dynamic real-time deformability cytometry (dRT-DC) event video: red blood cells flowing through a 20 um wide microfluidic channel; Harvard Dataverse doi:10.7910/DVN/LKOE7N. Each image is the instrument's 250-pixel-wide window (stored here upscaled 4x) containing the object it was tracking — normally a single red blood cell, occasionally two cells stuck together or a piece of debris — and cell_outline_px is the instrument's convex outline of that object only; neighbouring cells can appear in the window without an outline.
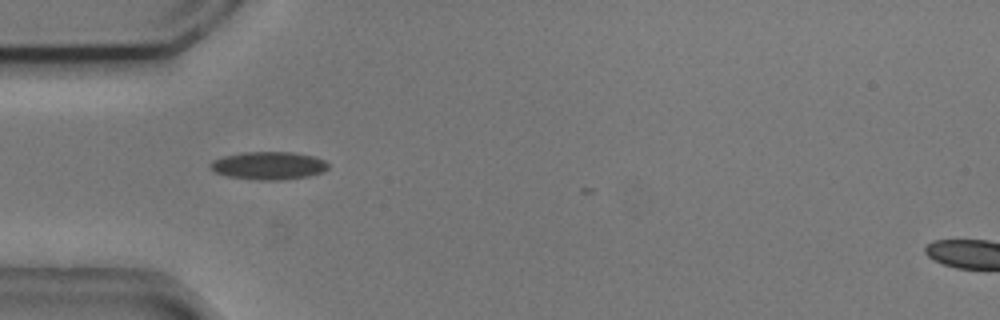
{"species": "common noctule bat (a hibernating species)", "species_latin": "Nyctalus noctula", "temperature_condition": "cold", "stored_images_in_passage": 6, "camera_frame_rate_fps": 3000, "um_per_image_px": 0.085, "animal": {"sex": "male", "body_mass_g": 20.5, "forearm_length_mm": 52.5}, "frame": {"image": 1, "passage_image": 1, "time_ms": 0.0, "image_size_px": [1000, 320], "cell_outline_px": [[328, 168], [320, 172], [308, 176], [280, 180], [264, 180], [228, 176], [216, 172], [208, 164], [212, 160], [224, 156], [244, 152], [296, 152], [312, 156], [324, 160], [328, 164]], "centroid_in_image_um": [22.83, 14.06], "position_along_channel_um": 62.2, "area_um2": 18.9}}
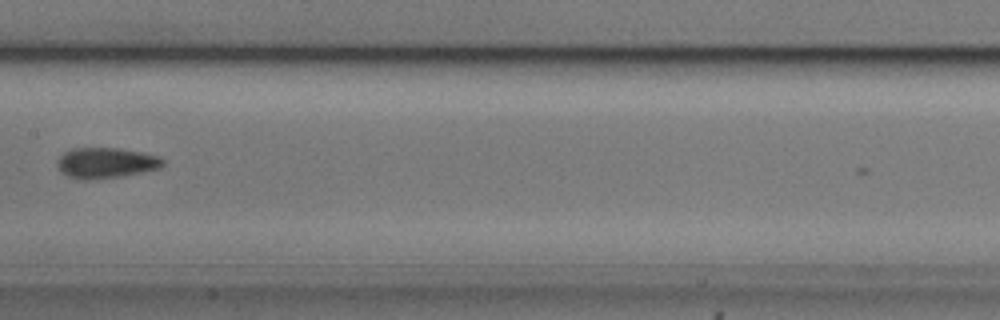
{"frame": {"image": 2, "passage_image": 4, "time_ms": 1.0, "image_size_px": [1000, 320], "cell_outline_px": [[164, 164], [160, 168], [120, 176], [88, 180], [68, 176], [60, 172], [60, 156], [64, 152], [72, 148], [120, 148], [160, 156], [164, 160]], "centroid_in_image_um": [9.04, 13.83], "position_along_channel_um": 198.4, "area_um2": 18.5}}